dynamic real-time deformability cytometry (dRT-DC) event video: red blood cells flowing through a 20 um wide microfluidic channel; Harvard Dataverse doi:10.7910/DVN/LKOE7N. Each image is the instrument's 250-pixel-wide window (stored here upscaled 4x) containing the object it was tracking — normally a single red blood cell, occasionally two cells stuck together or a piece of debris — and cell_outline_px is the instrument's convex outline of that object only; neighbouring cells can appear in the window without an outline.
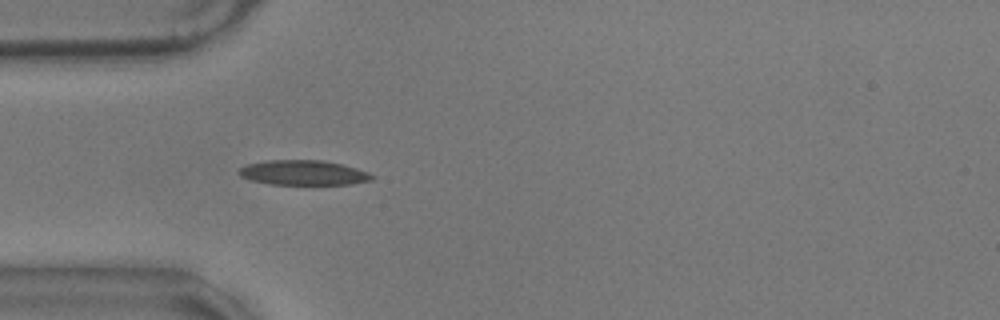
{"species": "common noctule bat (a hibernating species)", "species_latin": "Nyctalus noctula", "temperature_condition": "warm", "stored_images_in_passage": 58, "camera_frame_rate_fps": 3000, "um_per_image_px": 0.085, "animal": {"sex": "male", "body_mass_g": 17.9}, "frame": {"image": 1, "passage_image": 17, "time_ms": 5.333, "image_size_px": [1000, 320], "cell_outline_px": [[376, 176], [372, 180], [352, 184], [268, 184], [252, 180], [240, 176], [236, 172], [240, 168], [248, 164], [268, 160], [324, 160], [356, 168], [368, 172]], "centroid_in_image_um": [25.79, 14.68], "position_along_channel_um": 59.2, "area_um2": 19.25}}
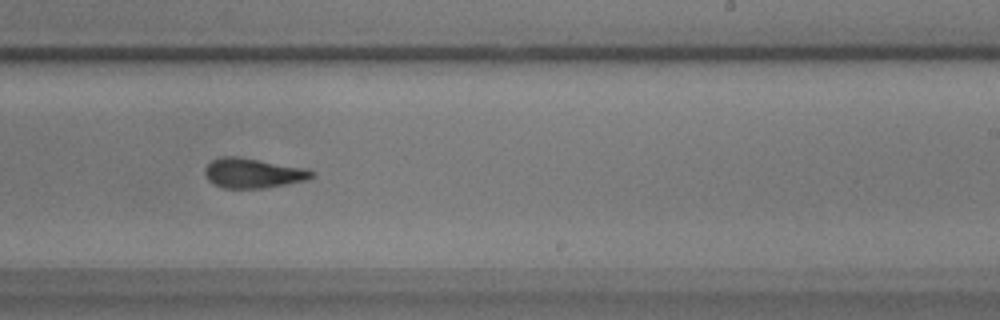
{"frame": {"image": 2, "passage_image": 35, "time_ms": 11.333, "image_size_px": [1000, 320], "cell_outline_px": [[316, 176], [304, 180], [264, 188], [224, 188], [212, 184], [208, 180], [204, 172], [204, 168], [212, 160], [220, 156], [240, 156], [304, 168], [312, 172]], "centroid_in_image_um": [21.44, 14.7], "position_along_channel_um": 267.6, "area_um2": 18.5}}
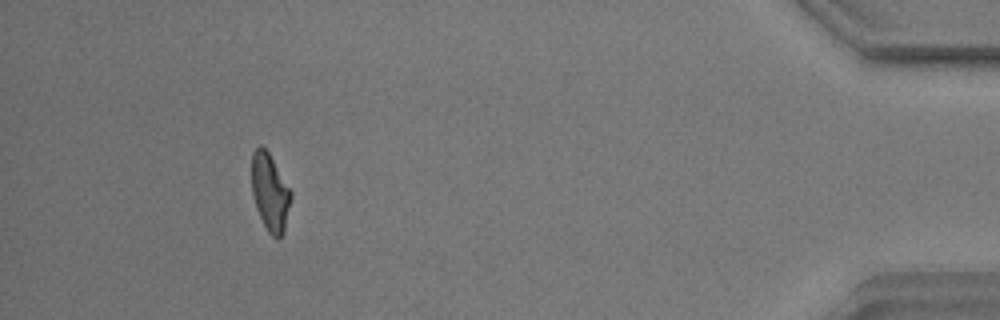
{"frame": {"image": 3, "passage_image": 53, "time_ms": 17.333, "image_size_px": [1000, 320], "cell_outline_px": [[292, 196], [284, 232], [280, 240], [276, 240], [268, 232], [256, 208], [252, 192], [252, 152], [260, 144], [268, 152], [292, 192]], "centroid_in_image_um": [22.96, 16.38], "position_along_channel_um": 412.2, "area_um2": 17.69}, "authors_computed_cell_mechanics": {"area_um2": 18.5249, "velocity_mm_per_s": 3.4922, "shape_relaxation_time_tau1_ms": 7.32, "shape_relaxation_time_tau2_ms": 2.2792, "deformation_change_tau1": 0.1769, "deformation_change_tau2": 0.0882}}